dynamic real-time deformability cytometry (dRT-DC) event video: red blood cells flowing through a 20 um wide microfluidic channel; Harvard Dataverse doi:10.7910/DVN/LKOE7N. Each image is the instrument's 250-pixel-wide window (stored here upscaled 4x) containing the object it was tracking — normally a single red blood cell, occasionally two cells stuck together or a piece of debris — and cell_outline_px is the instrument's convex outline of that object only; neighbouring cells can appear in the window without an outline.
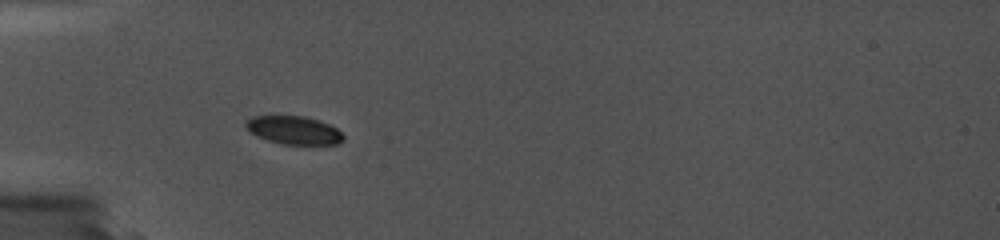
{"species": "common noctule bat (a hibernating species)", "species_latin": "Nyctalus noctula", "temperature_condition": "cold", "stored_images_in_passage": 32, "camera_frame_rate_fps": 5000, "um_per_image_px": 0.085, "animal": {"sex": "female", "body_mass_g": 19.0, "forearm_length_mm": 56.7}, "frame": {"image": 1, "passage_image": 1, "time_ms": 0.0, "image_size_px": [1000, 240], "cell_outline_px": [[344, 140], [340, 144], [280, 144], [256, 136], [248, 132], [244, 128], [244, 120], [252, 116], [304, 116], [320, 120], [332, 124], [344, 136]], "centroid_in_image_um": [24.94, 11.06], "position_along_channel_um": 60.1, "area_um2": 16.42}}
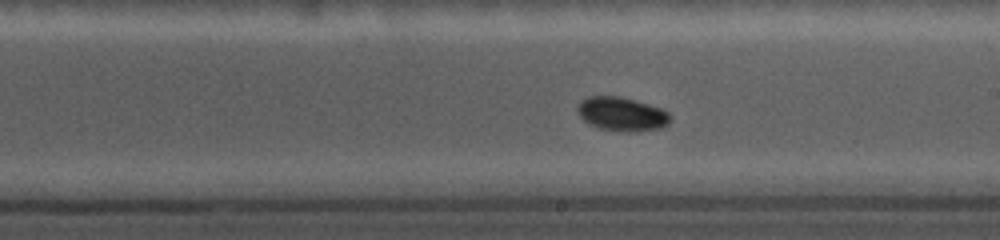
{"frame": {"image": 2, "passage_image": 17, "time_ms": 5.0, "image_size_px": [1000, 240], "cell_outline_px": [[668, 124], [664, 128], [640, 132], [616, 132], [596, 128], [588, 124], [580, 116], [580, 104], [584, 100], [596, 96], [608, 96], [628, 100], [656, 108], [664, 112], [668, 116]], "centroid_in_image_um": [52.83, 9.78], "position_along_channel_um": 236.2, "area_um2": 17.46}}
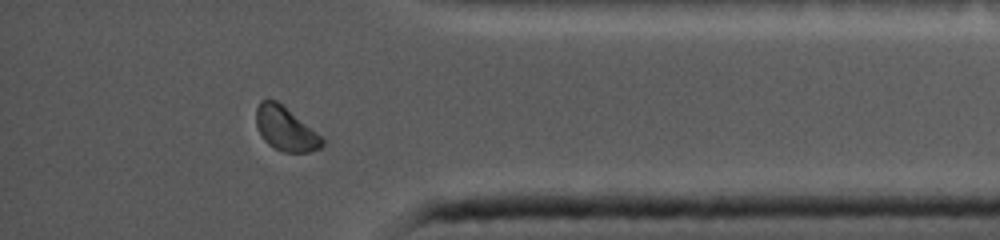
{"frame": {"image": 3, "passage_image": 29, "time_ms": 9.8, "image_size_px": [1000, 240], "cell_outline_px": [[324, 144], [320, 148], [308, 152], [284, 152], [268, 144], [264, 140], [256, 124], [256, 108], [260, 100], [276, 100], [316, 132], [324, 140]], "centroid_in_image_um": [24.25, 10.95], "position_along_channel_um": 411.0, "area_um2": 16.47}, "authors_computed_cell_mechanics": {"area_um2": 16.7042, "velocity_mm_per_s": 3.6945, "shape_relaxation_time_tau1_ms": 8.8113, "shape_relaxation_time_tau2_ms": null, "deformation_change_tau1": 0.2009, "deformation_change_tau2": null}}